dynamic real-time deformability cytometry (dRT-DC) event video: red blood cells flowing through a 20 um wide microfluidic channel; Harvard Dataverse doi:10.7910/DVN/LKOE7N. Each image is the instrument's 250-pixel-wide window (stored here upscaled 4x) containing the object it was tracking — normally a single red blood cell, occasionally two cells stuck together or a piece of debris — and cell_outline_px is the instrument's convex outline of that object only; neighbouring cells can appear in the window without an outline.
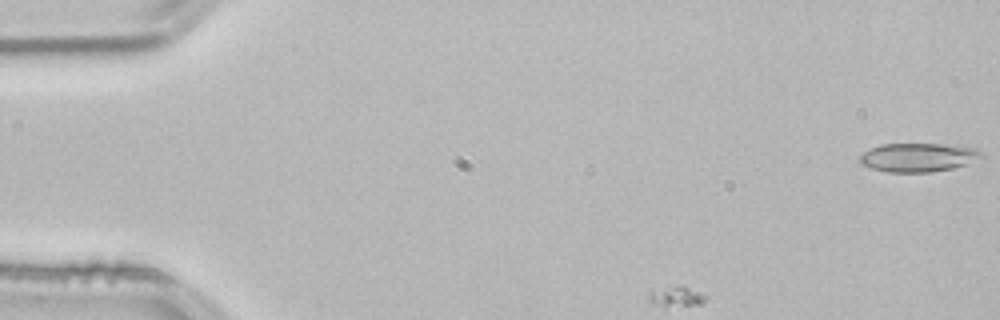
{"species": "common noctule bat (a hibernating species)", "species_latin": "Nyctalus noctula", "temperature_condition": "room temperature", "stored_images_in_passage": 32, "camera_frame_rate_fps": 3000, "um_per_image_px": 0.085, "animal": {"sex": "male", "body_mass_g": 21.5, "forearm_length_mm": 52.0}, "frame": {"image": 1, "passage_image": 1, "time_ms": 0.0, "image_size_px": [1000, 320], "cell_outline_px": [[984, 156], [964, 164], [952, 168], [932, 172], [888, 172], [872, 168], [860, 164], [860, 156], [864, 152], [880, 144], [940, 144], [976, 148]], "centroid_in_image_um": [78.01, 13.38], "position_along_channel_um": 7.0, "area_um2": 20.06}}